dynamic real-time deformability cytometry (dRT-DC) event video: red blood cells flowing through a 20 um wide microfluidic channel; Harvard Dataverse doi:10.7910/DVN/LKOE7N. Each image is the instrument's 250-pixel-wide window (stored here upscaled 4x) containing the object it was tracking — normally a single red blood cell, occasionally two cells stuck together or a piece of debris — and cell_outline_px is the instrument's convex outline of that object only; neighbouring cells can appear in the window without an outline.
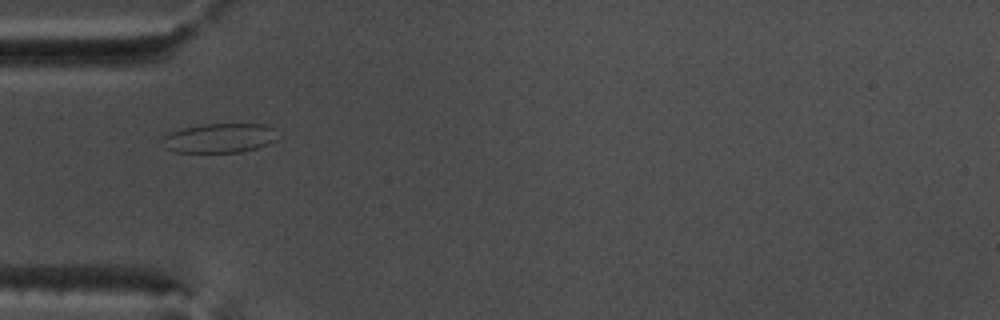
{"species": "common noctule bat (a hibernating species)", "species_latin": "Nyctalus noctula", "temperature_condition": "warm", "stored_images_in_passage": 41, "camera_frame_rate_fps": 3000, "um_per_image_px": 0.085, "animal": {"sex": "male", "body_mass_g": 17.5, "forearm_length_mm": 52.3}, "frame": {"image": 1, "passage_image": 5, "time_ms": 1.333, "image_size_px": [1000, 320], "cell_outline_px": [[276, 140], [268, 144], [256, 148], [240, 152], [176, 152], [164, 148], [164, 136], [168, 132], [184, 128], [204, 124], [264, 124], [272, 128]], "centroid_in_image_um": [18.63, 11.74], "position_along_channel_um": 66.4, "area_um2": 19.48}}
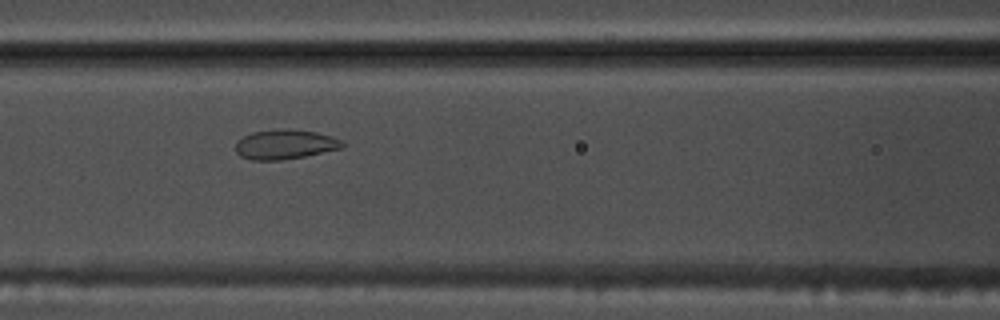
{"frame": {"image": 2, "passage_image": 11, "time_ms": 3.333, "image_size_px": [1000, 320], "cell_outline_px": [[344, 148], [304, 156], [280, 160], [252, 160], [240, 156], [236, 152], [236, 140], [252, 132], [284, 128], [288, 128], [316, 132], [332, 136], [344, 140]], "centroid_in_image_um": [24.25, 12.26], "position_along_channel_um": 142.4, "area_um2": 18.61}}
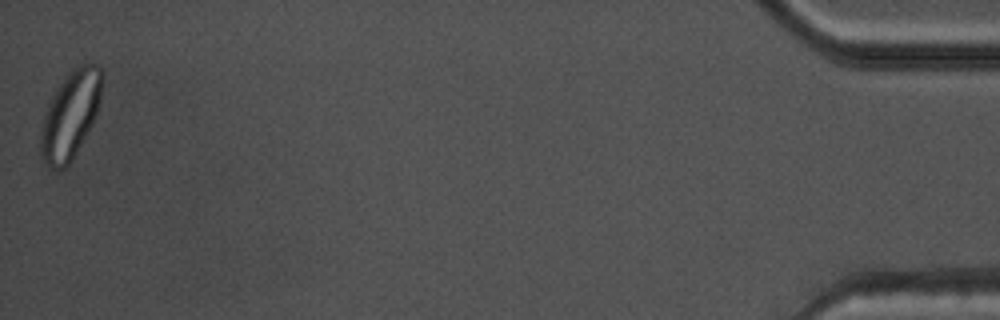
{"frame": {"image": 3, "passage_image": 41, "time_ms": 13.333, "image_size_px": [1000, 320], "cell_outline_px": [[104, 76], [100, 96], [96, 112], [92, 124], [72, 160], [64, 168], [48, 168], [40, 156], [40, 132], [44, 116], [48, 104], [56, 88], [68, 72], [72, 68], [80, 64], [96, 64], [104, 68]], "centroid_in_image_um": [5.98, 9.74], "position_along_channel_um": 429.2, "area_um2": 31.39}, "authors_computed_cell_mechanics": {"area_um2": 19.4786, "velocity_mm_per_s": 3.8161, "shape_relaxation_time_tau1_ms": 8.278, "shape_relaxation_time_tau2_ms": null, "deformation_change_tau1": 0.1656, "deformation_change_tau2": null}}